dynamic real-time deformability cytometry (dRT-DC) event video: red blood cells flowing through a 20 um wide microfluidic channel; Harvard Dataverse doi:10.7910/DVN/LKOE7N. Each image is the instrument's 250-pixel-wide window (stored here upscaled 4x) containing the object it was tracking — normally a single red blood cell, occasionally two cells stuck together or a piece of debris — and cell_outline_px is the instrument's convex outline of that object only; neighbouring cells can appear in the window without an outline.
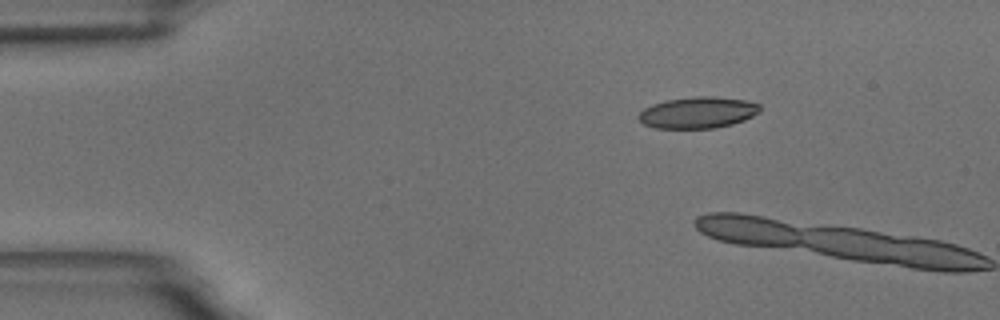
{"species": "common noctule bat (a hibernating species)", "species_latin": "Nyctalus noctula", "temperature_condition": "room temperature", "stored_images_in_passage": 2, "camera_frame_rate_fps": 3000, "um_per_image_px": 0.085, "animal": {"sex": "male", "body_mass_g": 18.8}, "frame": {"image": 1, "passage_image": 1, "time_ms": 0.0, "image_size_px": [1000, 320], "cell_outline_px": [[760, 112], [744, 120], [732, 124], [716, 128], [652, 128], [644, 124], [636, 116], [644, 108], [652, 104], [664, 100], [696, 96], [712, 96], [744, 100], [760, 104]], "centroid_in_image_um": [59.29, 9.57], "position_along_channel_um": 25.7, "area_um2": 22.31}}